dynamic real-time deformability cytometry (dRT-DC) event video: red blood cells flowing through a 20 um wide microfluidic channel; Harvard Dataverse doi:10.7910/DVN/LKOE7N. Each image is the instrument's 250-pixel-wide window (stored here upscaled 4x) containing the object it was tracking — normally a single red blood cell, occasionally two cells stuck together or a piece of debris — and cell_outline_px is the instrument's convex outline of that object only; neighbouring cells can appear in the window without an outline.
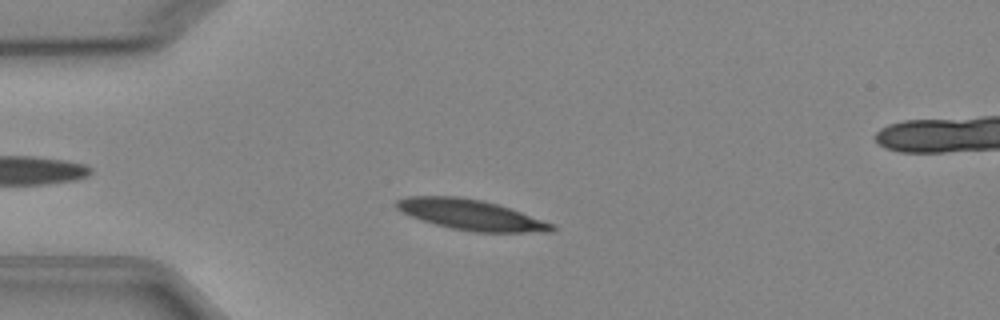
{"species": "Egyptian fruit bat (a non-hibernating species)", "species_latin": "Rousettus aegyptiacus", "temperature_condition": "cold", "stored_images_in_passage": 4, "camera_frame_rate_fps": 3000, "um_per_image_px": 0.085, "animal": {"sex": "female"}, "frame": {"image": 1, "passage_image": 3, "time_ms": 2.333, "image_size_px": [1000, 320], "cell_outline_px": [[556, 228], [552, 232], [472, 232], [452, 228], [436, 224], [400, 212], [392, 204], [396, 200], [408, 196], [460, 196], [480, 200], [496, 204], [556, 224]], "centroid_in_image_um": [40.01, 18.25], "position_along_channel_um": 45.0, "area_um2": 27.46}}